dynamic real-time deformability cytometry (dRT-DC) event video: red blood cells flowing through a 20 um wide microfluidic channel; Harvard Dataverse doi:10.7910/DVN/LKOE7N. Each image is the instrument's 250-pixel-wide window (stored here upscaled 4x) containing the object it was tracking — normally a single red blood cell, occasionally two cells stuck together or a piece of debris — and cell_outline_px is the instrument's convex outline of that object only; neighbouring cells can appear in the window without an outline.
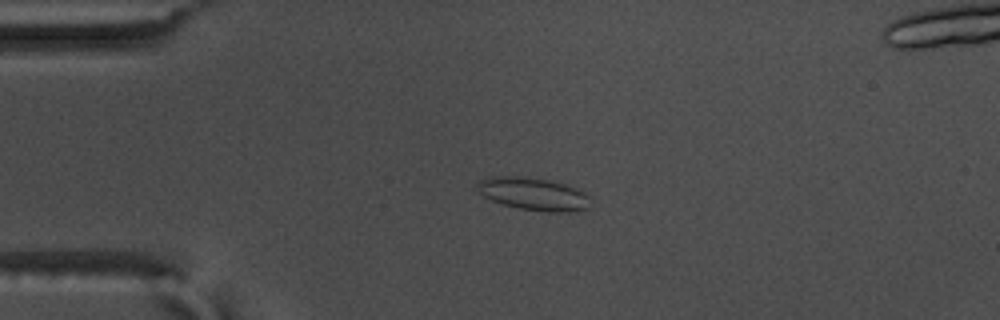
{"species": "common noctule bat (a hibernating species)", "species_latin": "Nyctalus noctula", "temperature_condition": "warm", "stored_images_in_passage": 56, "segment_of_instrument_passage": [1, 2], "camera_frame_rate_fps": 3000, "um_per_image_px": 0.085, "animal": {"sex": "male", "body_mass_g": 17.5, "forearm_length_mm": 52.3}, "frame": {"image": 1, "passage_image": 13, "time_ms": 4.0, "image_size_px": [1000, 320], "cell_outline_px": [[588, 208], [572, 212], [548, 212], [520, 208], [504, 204], [492, 200], [476, 192], [476, 184], [480, 180], [488, 176], [516, 176], [548, 180], [564, 184], [584, 192], [588, 196]], "centroid_in_image_um": [45.28, 16.48], "position_along_channel_um": 39.7, "area_um2": 21.39}}
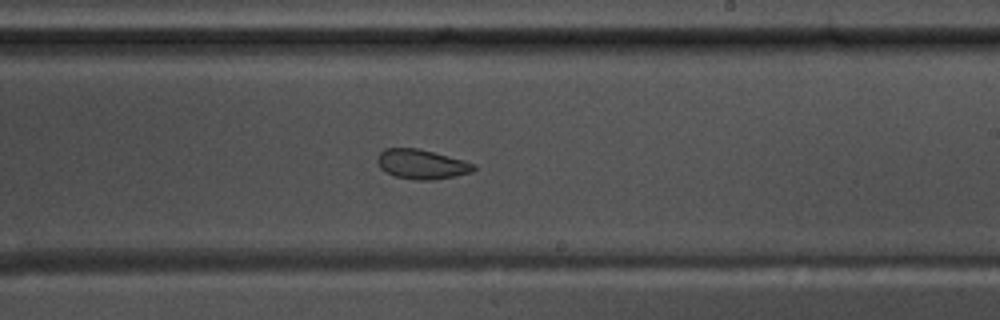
{"frame": {"image": 2, "passage_image": 33, "time_ms": 10.667, "image_size_px": [1000, 320], "cell_outline_px": [[476, 168], [472, 172], [456, 176], [432, 180], [416, 180], [396, 176], [380, 168], [376, 160], [380, 152], [384, 148], [416, 148], [464, 160], [476, 164]], "centroid_in_image_um": [35.86, 13.96], "position_along_channel_um": 253.1, "area_um2": 16.53}}
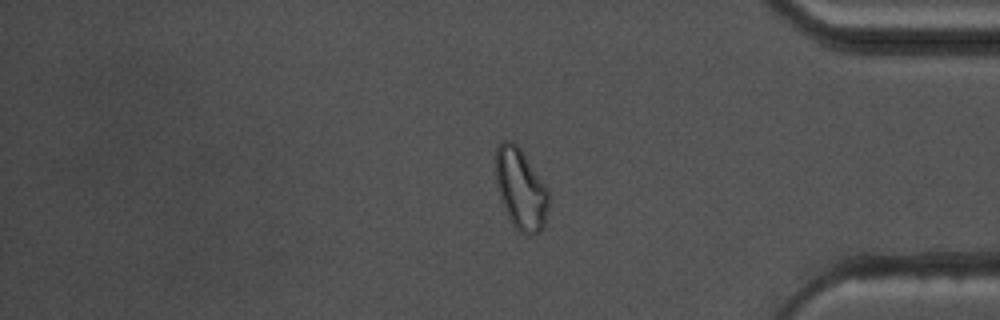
{"frame": {"image": 3, "passage_image": 46, "time_ms": 15.0, "image_size_px": [1000, 320], "cell_outline_px": [[548, 208], [544, 228], [540, 232], [528, 236], [520, 232], [512, 224], [500, 200], [496, 184], [496, 148], [504, 140], [512, 140], [520, 148], [548, 188]], "centroid_in_image_um": [44.27, 16.09], "position_along_channel_um": 390.9, "area_um2": 25.14}}